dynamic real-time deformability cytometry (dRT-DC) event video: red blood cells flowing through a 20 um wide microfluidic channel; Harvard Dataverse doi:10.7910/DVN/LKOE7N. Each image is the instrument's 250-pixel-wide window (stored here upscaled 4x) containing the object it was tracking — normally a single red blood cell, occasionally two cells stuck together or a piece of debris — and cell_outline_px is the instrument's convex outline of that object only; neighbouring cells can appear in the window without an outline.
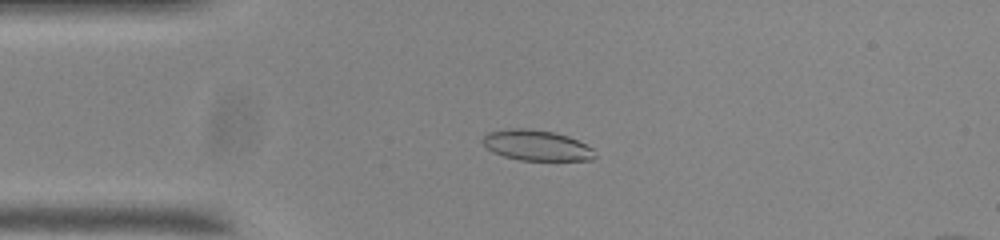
{"species": "common noctule bat (a hibernating species)", "species_latin": "Nyctalus noctula", "temperature_condition": "room temperature", "stored_images_in_passage": 53, "camera_frame_rate_fps": 3000, "um_per_image_px": 0.085, "animal": {"sex": "male", "body_mass_g": 20.0, "forearm_length_mm": 53.3}, "frame": {"image": 1, "passage_image": 12, "time_ms": 3.667, "image_size_px": [1000, 240], "cell_outline_px": [[596, 156], [592, 160], [520, 160], [504, 156], [492, 152], [484, 144], [484, 136], [488, 132], [512, 128], [532, 128], [552, 132], [568, 136], [592, 148]], "centroid_in_image_um": [45.61, 12.35], "position_along_channel_um": 39.4, "area_um2": 19.77}}
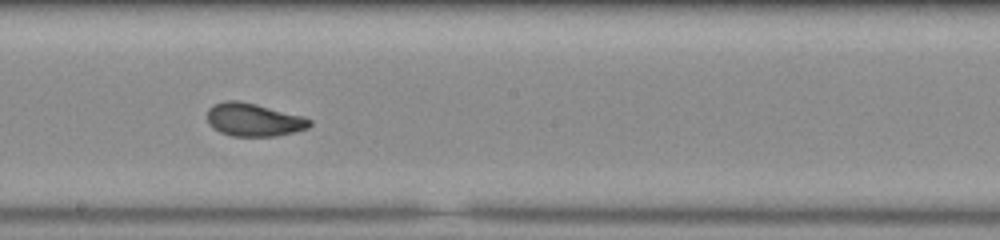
{"frame": {"image": 2, "passage_image": 29, "time_ms": 9.333, "image_size_px": [1000, 240], "cell_outline_px": [[312, 124], [308, 128], [276, 136], [232, 136], [220, 132], [212, 128], [208, 124], [208, 108], [212, 104], [224, 100], [240, 100], [304, 116], [312, 120]], "centroid_in_image_um": [21.54, 10.17], "position_along_channel_um": 226.7, "area_um2": 19.94}}
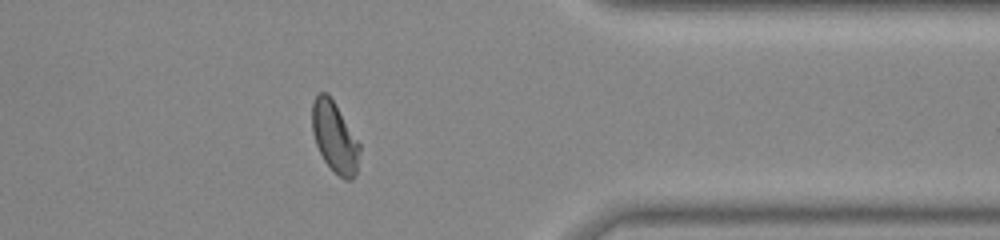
{"frame": {"image": 3, "passage_image": 43, "time_ms": 14.0, "image_size_px": [1000, 240], "cell_outline_px": [[360, 148], [356, 172], [352, 180], [344, 180], [324, 160], [316, 144], [312, 132], [312, 104], [316, 96], [320, 92], [328, 92], [360, 144]], "centroid_in_image_um": [28.44, 11.64], "position_along_channel_um": 383.0, "area_um2": 19.25}}